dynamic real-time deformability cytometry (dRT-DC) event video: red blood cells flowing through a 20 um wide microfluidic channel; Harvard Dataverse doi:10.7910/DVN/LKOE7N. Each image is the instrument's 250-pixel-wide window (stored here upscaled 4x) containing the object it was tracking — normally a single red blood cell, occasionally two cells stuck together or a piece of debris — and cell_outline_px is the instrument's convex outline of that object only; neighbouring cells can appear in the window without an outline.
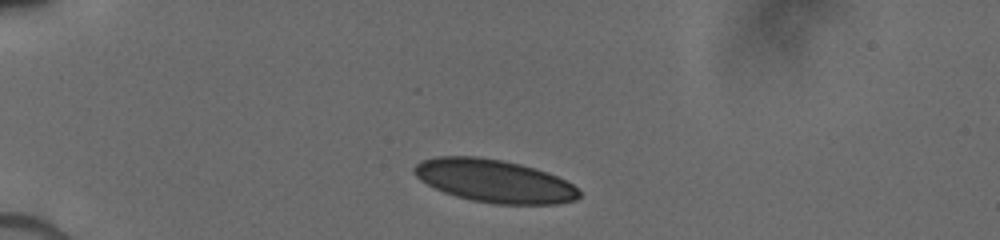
{"species": "human", "species_latin": "Homo sapiens", "temperature_condition": "cold", "stored_images_in_passage": 2, "camera_frame_rate_fps": 3000, "um_per_image_px": 0.085, "donor": {"sex": "male"}, "frame": {"image": 1, "passage_image": 1, "time_ms": 0.0, "image_size_px": [1000, 240], "cell_outline_px": [[580, 196], [576, 200], [556, 204], [492, 204], [472, 200], [456, 196], [444, 192], [420, 180], [412, 172], [412, 168], [420, 160], [436, 156], [476, 156], [500, 160], [520, 164], [548, 172], [572, 184], [580, 192]], "centroid_in_image_um": [41.99, 15.38], "position_along_channel_um": 43.0, "area_um2": 41.21}}